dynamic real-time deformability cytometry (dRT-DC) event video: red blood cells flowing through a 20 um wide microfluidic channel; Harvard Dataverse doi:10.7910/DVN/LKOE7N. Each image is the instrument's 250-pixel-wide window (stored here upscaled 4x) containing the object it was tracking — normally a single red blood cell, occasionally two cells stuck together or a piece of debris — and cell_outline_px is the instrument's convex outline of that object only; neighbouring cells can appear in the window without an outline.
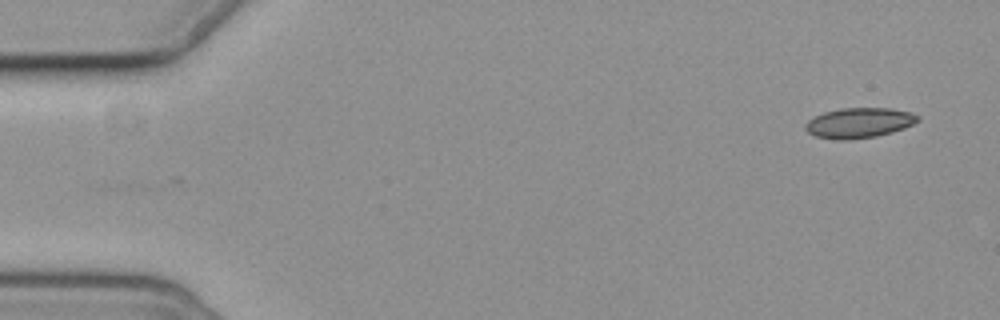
{"species": "common noctule bat (a hibernating species)", "species_latin": "Nyctalus noctula", "temperature_condition": "cold", "stored_images_in_passage": 3, "segment_of_instrument_passage": [2, 2], "camera_frame_rate_fps": 3000, "um_per_image_px": 0.085, "animal": {"sex": "female", "body_mass_g": 19.3, "forearm_length_mm": 54.1}, "frame": {"image": 1, "passage_image": 3, "time_ms": 2.333, "image_size_px": [1000, 320], "cell_outline_px": [[920, 120], [904, 128], [892, 132], [876, 136], [844, 140], [836, 140], [816, 136], [808, 132], [804, 128], [804, 124], [808, 120], [824, 112], [840, 108], [888, 108], [912, 112], [920, 116]], "centroid_in_image_um": [73.02, 10.44], "position_along_channel_um": 12.0, "area_um2": 19.77}}